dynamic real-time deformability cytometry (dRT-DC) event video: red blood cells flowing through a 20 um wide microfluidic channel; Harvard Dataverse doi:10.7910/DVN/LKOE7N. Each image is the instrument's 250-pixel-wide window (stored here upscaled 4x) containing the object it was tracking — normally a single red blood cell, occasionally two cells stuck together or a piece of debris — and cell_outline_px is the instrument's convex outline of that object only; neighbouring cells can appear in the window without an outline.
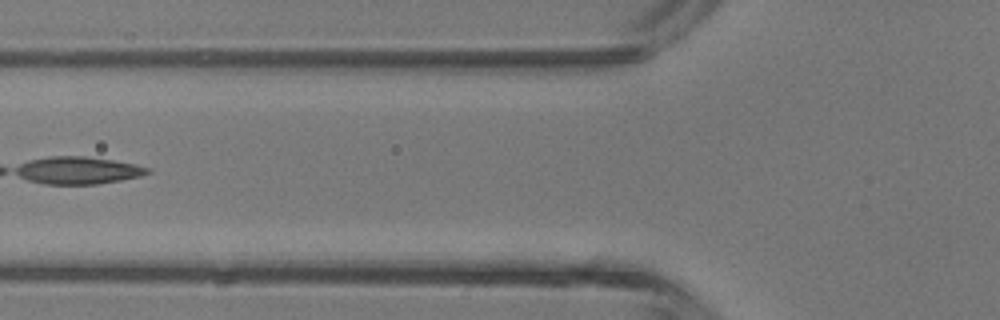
{"species": "common noctule bat (a hibernating species)", "species_latin": "Nyctalus noctula", "temperature_condition": "room temperature", "stored_images_in_passage": 5, "camera_frame_rate_fps": 3000, "um_per_image_px": 0.085, "animal": {"sex": "male", "body_mass_g": 13.3}, "frame": {"image": 1, "passage_image": 5, "time_ms": 4.667, "image_size_px": [1000, 320], "cell_outline_px": [[152, 172], [140, 176], [120, 180], [96, 184], [44, 184], [28, 180], [12, 172], [12, 168], [28, 160], [52, 156], [84, 156], [112, 160], [136, 164], [148, 168]], "centroid_in_image_um": [6.58, 14.48], "position_along_channel_um": 119.2, "area_um2": 21.1}}